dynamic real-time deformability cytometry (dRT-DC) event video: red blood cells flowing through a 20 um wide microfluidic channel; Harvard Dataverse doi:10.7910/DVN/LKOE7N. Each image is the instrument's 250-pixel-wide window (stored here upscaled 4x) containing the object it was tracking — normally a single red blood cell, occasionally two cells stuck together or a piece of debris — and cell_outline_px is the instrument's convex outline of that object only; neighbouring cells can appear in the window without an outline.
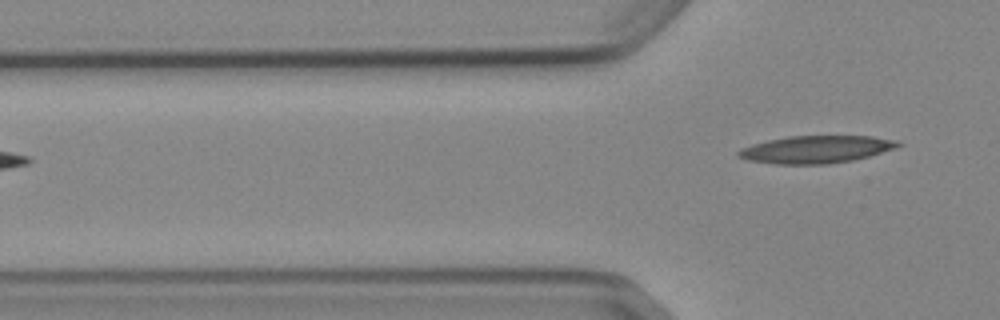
{"species": "Egyptian fruit bat (a non-hibernating species)", "species_latin": "Rousettus aegyptiacus", "temperature_condition": "cold", "stored_images_in_passage": 4, "camera_frame_rate_fps": 3000, "um_per_image_px": 0.085, "animal": {"sex": "female"}, "frame": {"image": 1, "passage_image": 4, "time_ms": 4.333, "image_size_px": [1000, 320], "cell_outline_px": [[904, 144], [896, 148], [868, 156], [852, 160], [828, 164], [776, 164], [748, 160], [736, 156], [736, 152], [740, 148], [752, 144], [768, 140], [788, 136], [872, 136], [896, 140]], "centroid_in_image_um": [69.35, 12.69], "position_along_channel_um": 56.5, "area_um2": 25.61}}